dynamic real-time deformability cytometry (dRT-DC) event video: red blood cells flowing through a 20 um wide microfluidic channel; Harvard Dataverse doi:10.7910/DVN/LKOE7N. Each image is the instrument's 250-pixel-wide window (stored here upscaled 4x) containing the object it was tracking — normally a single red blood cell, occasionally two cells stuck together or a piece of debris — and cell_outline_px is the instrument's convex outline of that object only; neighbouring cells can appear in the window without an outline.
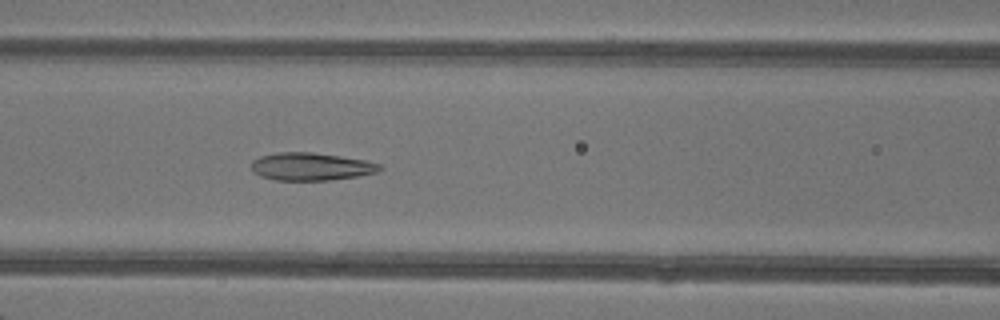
{"species": "common noctule bat (a hibernating species)", "species_latin": "Nyctalus noctula", "temperature_condition": "warm", "stored_images_in_passage": 48, "camera_frame_rate_fps": 3000, "um_per_image_px": 0.085, "animal": {"sex": "female"}, "frame": {"image": 1, "passage_image": 21, "time_ms": 6.667, "image_size_px": [1000, 320], "cell_outline_px": [[384, 168], [376, 172], [356, 176], [328, 180], [276, 180], [260, 176], [252, 172], [252, 160], [260, 156], [280, 152], [312, 152], [340, 156], [364, 160], [380, 164]], "centroid_in_image_um": [26.41, 14.15], "position_along_channel_um": 140.2, "area_um2": 20.63}}
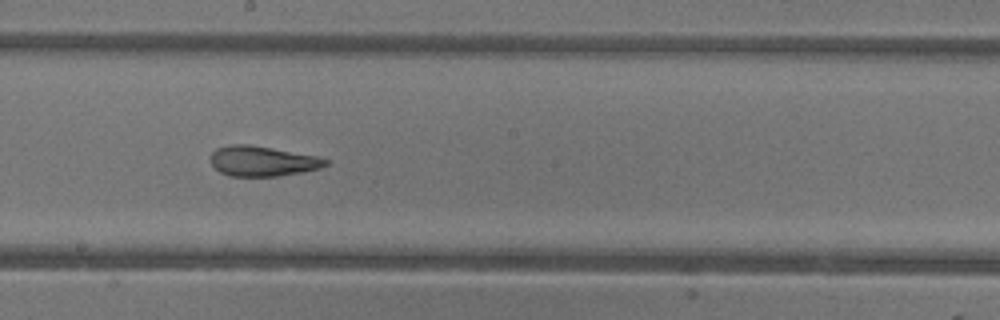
{"frame": {"image": 2, "passage_image": 27, "time_ms": 8.667, "image_size_px": [1000, 320], "cell_outline_px": [[328, 164], [320, 168], [300, 172], [276, 176], [228, 176], [220, 172], [212, 164], [212, 152], [216, 148], [232, 144], [248, 144], [320, 156], [328, 160]], "centroid_in_image_um": [22.33, 13.69], "position_along_channel_um": 225.9, "area_um2": 20.11}}
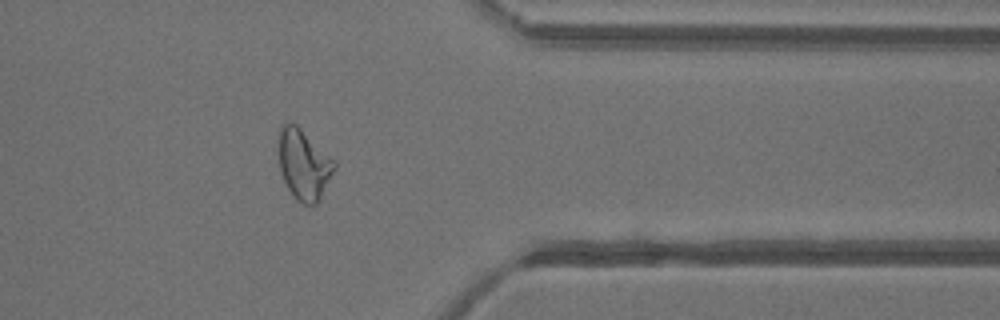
{"frame": {"image": 3, "passage_image": 39, "time_ms": 12.667, "image_size_px": [1000, 320], "cell_outline_px": [[336, 168], [320, 200], [316, 204], [304, 204], [296, 200], [288, 188], [280, 172], [280, 124], [288, 120], [296, 124], [336, 160]], "centroid_in_image_um": [25.85, 13.97], "position_along_channel_um": 385.5, "area_um2": 22.95}, "authors_computed_cell_mechanics": {"area_um2": 23.7558, "velocity_mm_per_s": 4.2943, "shape_relaxation_time_tau1_ms": null, "shape_relaxation_time_tau2_ms": 1.007, "deformation_change_tau1": null, "deformation_change_tau2": 0.0836}}